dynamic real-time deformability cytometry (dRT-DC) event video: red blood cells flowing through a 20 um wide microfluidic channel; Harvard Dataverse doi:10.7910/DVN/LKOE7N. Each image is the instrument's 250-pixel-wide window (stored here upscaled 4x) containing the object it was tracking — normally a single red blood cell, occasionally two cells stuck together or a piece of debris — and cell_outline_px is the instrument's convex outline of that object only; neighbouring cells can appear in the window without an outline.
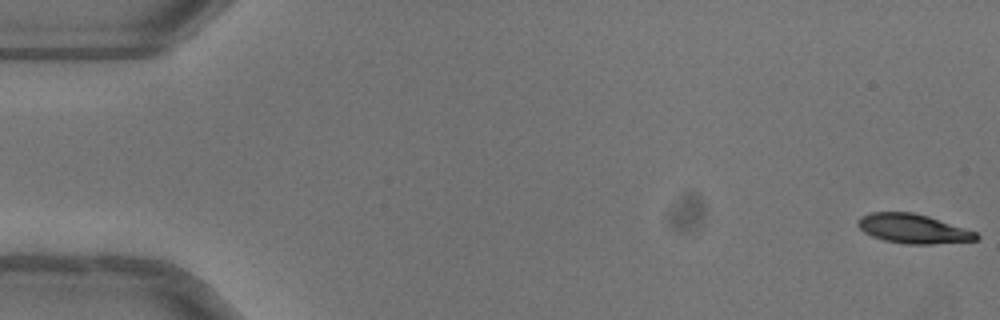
{"species": "common noctule bat (a hibernating species)", "species_latin": "Nyctalus noctula", "temperature_condition": "warm", "stored_images_in_passage": 53, "camera_frame_rate_fps": 3000, "um_per_image_px": 0.085, "animal": {"sex": "female"}, "frame": {"image": 1, "passage_image": 1, "time_ms": 0.0, "image_size_px": [1000, 320], "cell_outline_px": [[980, 236], [976, 240], [932, 244], [904, 244], [884, 240], [872, 236], [864, 232], [856, 224], [856, 220], [860, 216], [872, 212], [912, 212], [928, 216], [976, 232]], "centroid_in_image_um": [77.57, 19.44], "position_along_channel_um": 7.4, "area_um2": 20.17}}
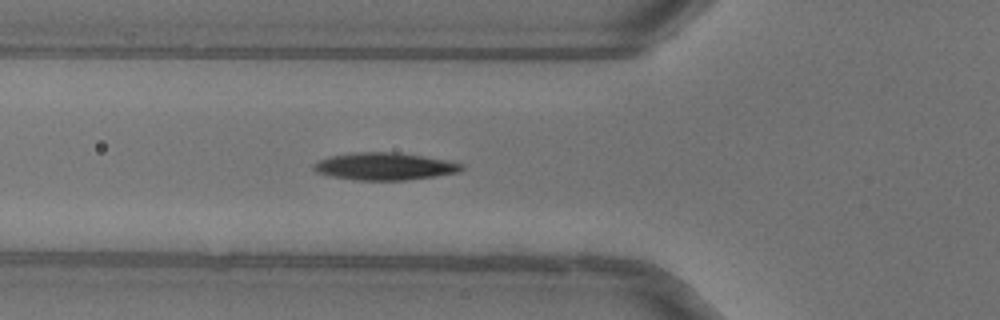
{"frame": {"image": 2, "passage_image": 19, "time_ms": 6.0, "image_size_px": [1000, 320], "cell_outline_px": [[464, 168], [460, 172], [436, 176], [404, 180], [356, 180], [332, 176], [316, 172], [312, 168], [312, 164], [320, 160], [332, 156], [356, 152], [400, 152], [444, 160], [464, 164]], "centroid_in_image_um": [32.7, 14.14], "position_along_channel_um": 93.1, "area_um2": 23.47}, "authors_computed_cell_mechanics": {"area_um2": 22.7154, "velocity_mm_per_s": 4.0258, "shape_relaxation_time_tau1_ms": 3.3632, "shape_relaxation_time_tau2_ms": 1.906, "deformation_change_tau1": 0.1813, "deformation_change_tau2": 0.0682}}